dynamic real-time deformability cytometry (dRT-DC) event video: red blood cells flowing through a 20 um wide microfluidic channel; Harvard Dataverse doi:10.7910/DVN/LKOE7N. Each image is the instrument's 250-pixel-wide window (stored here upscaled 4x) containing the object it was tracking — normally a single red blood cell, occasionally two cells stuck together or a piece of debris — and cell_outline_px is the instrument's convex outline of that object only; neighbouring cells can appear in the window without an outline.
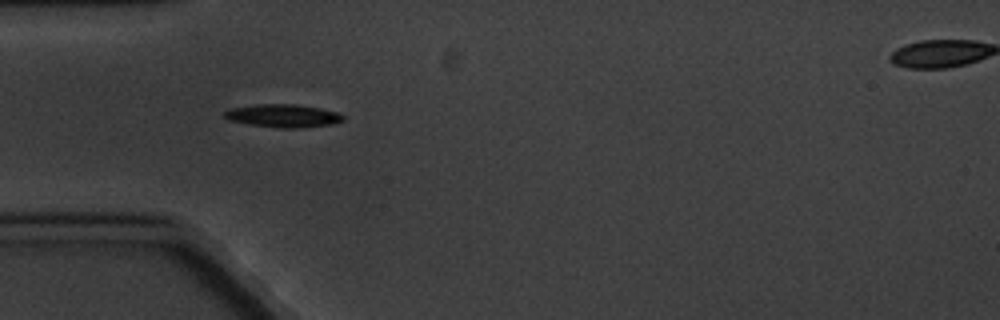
{"species": "common noctule bat (a hibernating species)", "species_latin": "Nyctalus noctula", "temperature_condition": "cold", "stored_images_in_passage": 6, "camera_frame_rate_fps": 3000, "um_per_image_px": 0.085, "animal": {"sex": "male", "body_mass_g": 20.1, "forearm_length_mm": 53.5}, "frame": {"image": 1, "passage_image": 5, "time_ms": 5.667, "image_size_px": [1000, 320], "cell_outline_px": [[344, 120], [336, 124], [300, 128], [280, 128], [248, 124], [228, 120], [224, 116], [224, 112], [232, 108], [256, 104], [296, 104], [320, 108], [340, 112], [344, 116]], "centroid_in_image_um": [24.12, 9.84], "position_along_channel_um": 60.9, "area_um2": 16.13}}